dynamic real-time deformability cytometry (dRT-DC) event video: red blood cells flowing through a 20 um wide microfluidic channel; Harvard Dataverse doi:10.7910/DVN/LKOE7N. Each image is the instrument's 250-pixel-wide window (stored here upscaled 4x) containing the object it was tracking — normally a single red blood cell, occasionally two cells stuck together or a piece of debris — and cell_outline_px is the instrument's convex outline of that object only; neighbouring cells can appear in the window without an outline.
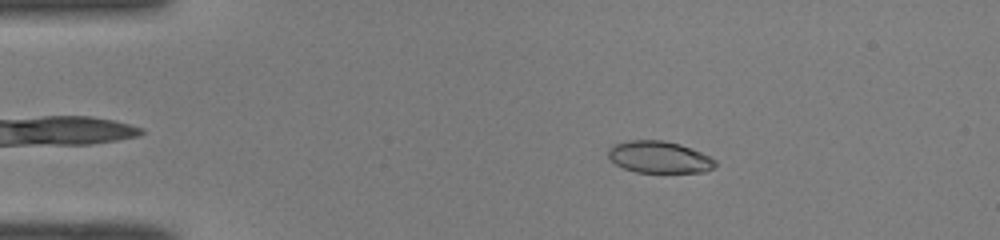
{"species": "common noctule bat (a hibernating species)", "species_latin": "Nyctalus noctula", "temperature_condition": "room temperature", "stored_images_in_passage": 50, "camera_frame_rate_fps": 3000, "um_per_image_px": 0.085, "animal": {"sex": "male", "body_mass_g": 19.0, "forearm_length_mm": 50.8}, "frame": {"image": 1, "passage_image": 9, "time_ms": 2.667, "image_size_px": [1000, 240], "cell_outline_px": [[716, 168], [704, 172], [636, 172], [624, 168], [616, 164], [608, 156], [608, 148], [616, 144], [628, 140], [664, 140], [680, 144], [700, 152], [716, 160]], "centroid_in_image_um": [56.05, 13.35], "position_along_channel_um": 29.0, "area_um2": 19.83}}
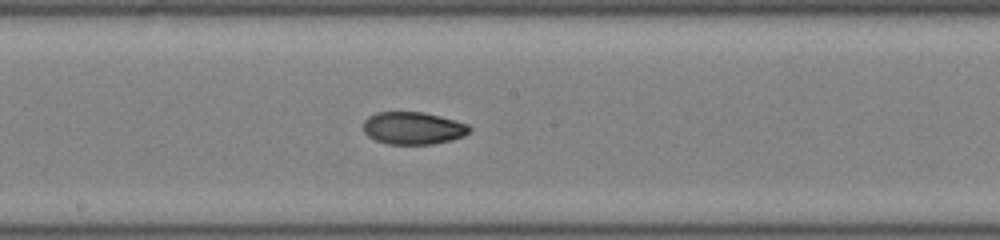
{"frame": {"image": 2, "passage_image": 27, "time_ms": 8.667, "image_size_px": [1000, 240], "cell_outline_px": [[472, 128], [464, 136], [452, 140], [432, 144], [388, 144], [376, 140], [368, 136], [364, 132], [364, 120], [368, 116], [376, 112], [420, 112], [440, 116], [468, 124]], "centroid_in_image_um": [35.11, 10.89], "position_along_channel_um": 213.1, "area_um2": 20.06}}
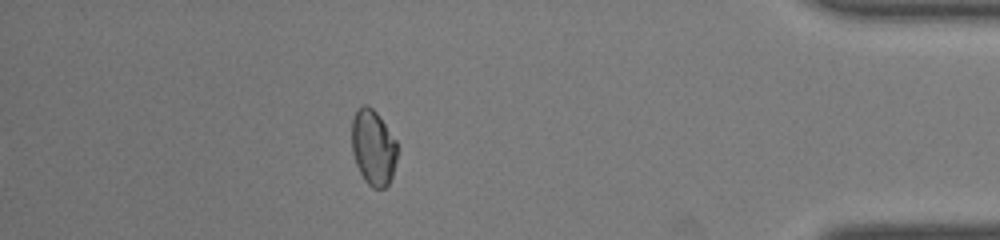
{"frame": {"image": 3, "passage_image": 44, "time_ms": 14.333, "image_size_px": [1000, 240], "cell_outline_px": [[400, 148], [392, 176], [388, 184], [384, 188], [372, 188], [364, 180], [356, 164], [352, 152], [352, 120], [356, 108], [360, 104], [368, 104], [376, 112], [396, 140]], "centroid_in_image_um": [31.73, 12.52], "position_along_channel_um": 403.5, "area_um2": 20.4}, "authors_computed_cell_mechanics": {"area_um2": 20.3745, "velocity_mm_per_s": 4.0845, "shape_relaxation_time_tau1_ms": null, "shape_relaxation_time_tau2_ms": 2.6187, "deformation_change_tau1": null, "deformation_change_tau2": 0.0572}}